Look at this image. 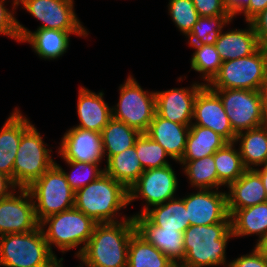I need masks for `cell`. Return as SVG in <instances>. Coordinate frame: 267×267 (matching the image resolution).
<instances>
[{
  "label": "cell",
  "mask_w": 267,
  "mask_h": 267,
  "mask_svg": "<svg viewBox=\"0 0 267 267\" xmlns=\"http://www.w3.org/2000/svg\"><path fill=\"white\" fill-rule=\"evenodd\" d=\"M57 258L50 251L40 225L31 232L0 236L2 267H50Z\"/></svg>",
  "instance_id": "5"
},
{
  "label": "cell",
  "mask_w": 267,
  "mask_h": 267,
  "mask_svg": "<svg viewBox=\"0 0 267 267\" xmlns=\"http://www.w3.org/2000/svg\"><path fill=\"white\" fill-rule=\"evenodd\" d=\"M97 223L75 207L60 213L52 214L43 219L39 225L44 232L50 251L57 257L52 247L58 248L63 254L71 249L79 250L77 258L90 237Z\"/></svg>",
  "instance_id": "4"
},
{
  "label": "cell",
  "mask_w": 267,
  "mask_h": 267,
  "mask_svg": "<svg viewBox=\"0 0 267 267\" xmlns=\"http://www.w3.org/2000/svg\"><path fill=\"white\" fill-rule=\"evenodd\" d=\"M6 3V0H0V35H5L20 43L17 18L15 17V10L17 9L16 0H12V10L6 7Z\"/></svg>",
  "instance_id": "39"
},
{
  "label": "cell",
  "mask_w": 267,
  "mask_h": 267,
  "mask_svg": "<svg viewBox=\"0 0 267 267\" xmlns=\"http://www.w3.org/2000/svg\"><path fill=\"white\" fill-rule=\"evenodd\" d=\"M136 232L155 246L177 266L185 257L183 232L164 230L154 225L144 214L133 216Z\"/></svg>",
  "instance_id": "19"
},
{
  "label": "cell",
  "mask_w": 267,
  "mask_h": 267,
  "mask_svg": "<svg viewBox=\"0 0 267 267\" xmlns=\"http://www.w3.org/2000/svg\"><path fill=\"white\" fill-rule=\"evenodd\" d=\"M119 99L112 106V117L145 133L156 113L155 91L143 90L133 75L119 86Z\"/></svg>",
  "instance_id": "9"
},
{
  "label": "cell",
  "mask_w": 267,
  "mask_h": 267,
  "mask_svg": "<svg viewBox=\"0 0 267 267\" xmlns=\"http://www.w3.org/2000/svg\"><path fill=\"white\" fill-rule=\"evenodd\" d=\"M190 186L196 189H219V179L213 155L192 161H179Z\"/></svg>",
  "instance_id": "33"
},
{
  "label": "cell",
  "mask_w": 267,
  "mask_h": 267,
  "mask_svg": "<svg viewBox=\"0 0 267 267\" xmlns=\"http://www.w3.org/2000/svg\"><path fill=\"white\" fill-rule=\"evenodd\" d=\"M64 172L68 184L76 192L78 189H81L88 185L89 183L98 179L102 174H104V167L101 168L98 164L93 163H84L77 161H65L67 166L71 171L68 173L66 170L55 162Z\"/></svg>",
  "instance_id": "37"
},
{
  "label": "cell",
  "mask_w": 267,
  "mask_h": 267,
  "mask_svg": "<svg viewBox=\"0 0 267 267\" xmlns=\"http://www.w3.org/2000/svg\"><path fill=\"white\" fill-rule=\"evenodd\" d=\"M61 143V144H60ZM56 150L63 161L102 164L105 159L102 135L80 127H71L63 134Z\"/></svg>",
  "instance_id": "15"
},
{
  "label": "cell",
  "mask_w": 267,
  "mask_h": 267,
  "mask_svg": "<svg viewBox=\"0 0 267 267\" xmlns=\"http://www.w3.org/2000/svg\"><path fill=\"white\" fill-rule=\"evenodd\" d=\"M227 143L224 137L210 128L190 125L185 152L180 161H192L213 155Z\"/></svg>",
  "instance_id": "26"
},
{
  "label": "cell",
  "mask_w": 267,
  "mask_h": 267,
  "mask_svg": "<svg viewBox=\"0 0 267 267\" xmlns=\"http://www.w3.org/2000/svg\"><path fill=\"white\" fill-rule=\"evenodd\" d=\"M199 17H214L230 15L226 10L223 0H192Z\"/></svg>",
  "instance_id": "40"
},
{
  "label": "cell",
  "mask_w": 267,
  "mask_h": 267,
  "mask_svg": "<svg viewBox=\"0 0 267 267\" xmlns=\"http://www.w3.org/2000/svg\"><path fill=\"white\" fill-rule=\"evenodd\" d=\"M128 205V189L105 173L75 192L74 207L96 223H113L133 217L125 214L121 217L122 213H119Z\"/></svg>",
  "instance_id": "2"
},
{
  "label": "cell",
  "mask_w": 267,
  "mask_h": 267,
  "mask_svg": "<svg viewBox=\"0 0 267 267\" xmlns=\"http://www.w3.org/2000/svg\"><path fill=\"white\" fill-rule=\"evenodd\" d=\"M17 30L20 43L31 45L35 54L41 59L55 60L63 56L70 45V35L76 34L77 37L88 36V31H62L52 29H36L30 31L27 27L17 20Z\"/></svg>",
  "instance_id": "18"
},
{
  "label": "cell",
  "mask_w": 267,
  "mask_h": 267,
  "mask_svg": "<svg viewBox=\"0 0 267 267\" xmlns=\"http://www.w3.org/2000/svg\"><path fill=\"white\" fill-rule=\"evenodd\" d=\"M27 189L33 199L39 223L47 216L74 208L75 191L56 163Z\"/></svg>",
  "instance_id": "7"
},
{
  "label": "cell",
  "mask_w": 267,
  "mask_h": 267,
  "mask_svg": "<svg viewBox=\"0 0 267 267\" xmlns=\"http://www.w3.org/2000/svg\"><path fill=\"white\" fill-rule=\"evenodd\" d=\"M227 188V209L229 216L237 209L251 207L267 201V194L262 179L254 169H247Z\"/></svg>",
  "instance_id": "22"
},
{
  "label": "cell",
  "mask_w": 267,
  "mask_h": 267,
  "mask_svg": "<svg viewBox=\"0 0 267 267\" xmlns=\"http://www.w3.org/2000/svg\"><path fill=\"white\" fill-rule=\"evenodd\" d=\"M18 107L13 109L0 129V172L13 181V167L22 133L31 125Z\"/></svg>",
  "instance_id": "21"
},
{
  "label": "cell",
  "mask_w": 267,
  "mask_h": 267,
  "mask_svg": "<svg viewBox=\"0 0 267 267\" xmlns=\"http://www.w3.org/2000/svg\"><path fill=\"white\" fill-rule=\"evenodd\" d=\"M254 248L267 256V231L256 241Z\"/></svg>",
  "instance_id": "46"
},
{
  "label": "cell",
  "mask_w": 267,
  "mask_h": 267,
  "mask_svg": "<svg viewBox=\"0 0 267 267\" xmlns=\"http://www.w3.org/2000/svg\"><path fill=\"white\" fill-rule=\"evenodd\" d=\"M76 110L80 122L74 127L90 131L101 133L112 118V106L104 100V92L96 93L83 86L78 91Z\"/></svg>",
  "instance_id": "20"
},
{
  "label": "cell",
  "mask_w": 267,
  "mask_h": 267,
  "mask_svg": "<svg viewBox=\"0 0 267 267\" xmlns=\"http://www.w3.org/2000/svg\"><path fill=\"white\" fill-rule=\"evenodd\" d=\"M230 217L234 238L256 235L259 240L267 231V201L237 209Z\"/></svg>",
  "instance_id": "28"
},
{
  "label": "cell",
  "mask_w": 267,
  "mask_h": 267,
  "mask_svg": "<svg viewBox=\"0 0 267 267\" xmlns=\"http://www.w3.org/2000/svg\"><path fill=\"white\" fill-rule=\"evenodd\" d=\"M203 82H193L189 87L155 91L156 113L167 120L190 126L193 121L194 103Z\"/></svg>",
  "instance_id": "17"
},
{
  "label": "cell",
  "mask_w": 267,
  "mask_h": 267,
  "mask_svg": "<svg viewBox=\"0 0 267 267\" xmlns=\"http://www.w3.org/2000/svg\"><path fill=\"white\" fill-rule=\"evenodd\" d=\"M220 97L233 131L254 129L267 123L261 91L248 89H212Z\"/></svg>",
  "instance_id": "10"
},
{
  "label": "cell",
  "mask_w": 267,
  "mask_h": 267,
  "mask_svg": "<svg viewBox=\"0 0 267 267\" xmlns=\"http://www.w3.org/2000/svg\"><path fill=\"white\" fill-rule=\"evenodd\" d=\"M193 120L191 125L210 128L228 142L235 141L236 133L230 125L223 103L218 94L208 85H204L198 91L194 103Z\"/></svg>",
  "instance_id": "16"
},
{
  "label": "cell",
  "mask_w": 267,
  "mask_h": 267,
  "mask_svg": "<svg viewBox=\"0 0 267 267\" xmlns=\"http://www.w3.org/2000/svg\"><path fill=\"white\" fill-rule=\"evenodd\" d=\"M104 173L129 189L144 172L135 145L105 160Z\"/></svg>",
  "instance_id": "29"
},
{
  "label": "cell",
  "mask_w": 267,
  "mask_h": 267,
  "mask_svg": "<svg viewBox=\"0 0 267 267\" xmlns=\"http://www.w3.org/2000/svg\"><path fill=\"white\" fill-rule=\"evenodd\" d=\"M260 167H257L254 170L260 175L262 182H263L264 189L267 194V164L264 166H260Z\"/></svg>",
  "instance_id": "47"
},
{
  "label": "cell",
  "mask_w": 267,
  "mask_h": 267,
  "mask_svg": "<svg viewBox=\"0 0 267 267\" xmlns=\"http://www.w3.org/2000/svg\"><path fill=\"white\" fill-rule=\"evenodd\" d=\"M261 92L263 96V112L267 121V81L264 83Z\"/></svg>",
  "instance_id": "48"
},
{
  "label": "cell",
  "mask_w": 267,
  "mask_h": 267,
  "mask_svg": "<svg viewBox=\"0 0 267 267\" xmlns=\"http://www.w3.org/2000/svg\"><path fill=\"white\" fill-rule=\"evenodd\" d=\"M267 7V0H250L249 6L241 13L245 22H251Z\"/></svg>",
  "instance_id": "43"
},
{
  "label": "cell",
  "mask_w": 267,
  "mask_h": 267,
  "mask_svg": "<svg viewBox=\"0 0 267 267\" xmlns=\"http://www.w3.org/2000/svg\"><path fill=\"white\" fill-rule=\"evenodd\" d=\"M38 226L33 199L27 188H17L0 200V236L31 232Z\"/></svg>",
  "instance_id": "13"
},
{
  "label": "cell",
  "mask_w": 267,
  "mask_h": 267,
  "mask_svg": "<svg viewBox=\"0 0 267 267\" xmlns=\"http://www.w3.org/2000/svg\"><path fill=\"white\" fill-rule=\"evenodd\" d=\"M42 138L34 124L22 133L13 167V183L17 188H28L56 162L52 149L47 148Z\"/></svg>",
  "instance_id": "6"
},
{
  "label": "cell",
  "mask_w": 267,
  "mask_h": 267,
  "mask_svg": "<svg viewBox=\"0 0 267 267\" xmlns=\"http://www.w3.org/2000/svg\"><path fill=\"white\" fill-rule=\"evenodd\" d=\"M74 0H16L17 8L26 10L41 21L37 29L87 31L77 17Z\"/></svg>",
  "instance_id": "12"
},
{
  "label": "cell",
  "mask_w": 267,
  "mask_h": 267,
  "mask_svg": "<svg viewBox=\"0 0 267 267\" xmlns=\"http://www.w3.org/2000/svg\"><path fill=\"white\" fill-rule=\"evenodd\" d=\"M140 134L137 129L112 117L101 132L105 160L134 146Z\"/></svg>",
  "instance_id": "30"
},
{
  "label": "cell",
  "mask_w": 267,
  "mask_h": 267,
  "mask_svg": "<svg viewBox=\"0 0 267 267\" xmlns=\"http://www.w3.org/2000/svg\"><path fill=\"white\" fill-rule=\"evenodd\" d=\"M266 81L267 49L260 46L249 56L223 61L218 74L208 86L211 89L261 91Z\"/></svg>",
  "instance_id": "8"
},
{
  "label": "cell",
  "mask_w": 267,
  "mask_h": 267,
  "mask_svg": "<svg viewBox=\"0 0 267 267\" xmlns=\"http://www.w3.org/2000/svg\"><path fill=\"white\" fill-rule=\"evenodd\" d=\"M250 0H223V4L234 20L236 15H240L248 6Z\"/></svg>",
  "instance_id": "44"
},
{
  "label": "cell",
  "mask_w": 267,
  "mask_h": 267,
  "mask_svg": "<svg viewBox=\"0 0 267 267\" xmlns=\"http://www.w3.org/2000/svg\"><path fill=\"white\" fill-rule=\"evenodd\" d=\"M135 231L133 217L119 222L97 223L77 257L79 264L81 267H127L129 241Z\"/></svg>",
  "instance_id": "1"
},
{
  "label": "cell",
  "mask_w": 267,
  "mask_h": 267,
  "mask_svg": "<svg viewBox=\"0 0 267 267\" xmlns=\"http://www.w3.org/2000/svg\"><path fill=\"white\" fill-rule=\"evenodd\" d=\"M259 45L267 49V7L252 21Z\"/></svg>",
  "instance_id": "42"
},
{
  "label": "cell",
  "mask_w": 267,
  "mask_h": 267,
  "mask_svg": "<svg viewBox=\"0 0 267 267\" xmlns=\"http://www.w3.org/2000/svg\"><path fill=\"white\" fill-rule=\"evenodd\" d=\"M229 267H267V256L254 248L251 253L230 260Z\"/></svg>",
  "instance_id": "41"
},
{
  "label": "cell",
  "mask_w": 267,
  "mask_h": 267,
  "mask_svg": "<svg viewBox=\"0 0 267 267\" xmlns=\"http://www.w3.org/2000/svg\"><path fill=\"white\" fill-rule=\"evenodd\" d=\"M246 28L224 29L215 42L216 49L222 61L243 58L253 54L259 47L253 24L246 22Z\"/></svg>",
  "instance_id": "24"
},
{
  "label": "cell",
  "mask_w": 267,
  "mask_h": 267,
  "mask_svg": "<svg viewBox=\"0 0 267 267\" xmlns=\"http://www.w3.org/2000/svg\"><path fill=\"white\" fill-rule=\"evenodd\" d=\"M189 129L188 125L172 122L155 113L145 133L164 148L170 159L178 163L185 152Z\"/></svg>",
  "instance_id": "23"
},
{
  "label": "cell",
  "mask_w": 267,
  "mask_h": 267,
  "mask_svg": "<svg viewBox=\"0 0 267 267\" xmlns=\"http://www.w3.org/2000/svg\"><path fill=\"white\" fill-rule=\"evenodd\" d=\"M240 156L246 169H255L267 164V123L260 127L236 134Z\"/></svg>",
  "instance_id": "25"
},
{
  "label": "cell",
  "mask_w": 267,
  "mask_h": 267,
  "mask_svg": "<svg viewBox=\"0 0 267 267\" xmlns=\"http://www.w3.org/2000/svg\"><path fill=\"white\" fill-rule=\"evenodd\" d=\"M236 143L228 142L214 154V161L219 179V188L228 187L235 182L247 169L245 168Z\"/></svg>",
  "instance_id": "32"
},
{
  "label": "cell",
  "mask_w": 267,
  "mask_h": 267,
  "mask_svg": "<svg viewBox=\"0 0 267 267\" xmlns=\"http://www.w3.org/2000/svg\"><path fill=\"white\" fill-rule=\"evenodd\" d=\"M135 148L144 170L170 165L169 160L166 159L170 156L159 143L152 140L146 133H141L137 138Z\"/></svg>",
  "instance_id": "36"
},
{
  "label": "cell",
  "mask_w": 267,
  "mask_h": 267,
  "mask_svg": "<svg viewBox=\"0 0 267 267\" xmlns=\"http://www.w3.org/2000/svg\"><path fill=\"white\" fill-rule=\"evenodd\" d=\"M193 52L190 67L194 71L200 73V78L204 81V85H208L218 74L222 60L215 45H191Z\"/></svg>",
  "instance_id": "35"
},
{
  "label": "cell",
  "mask_w": 267,
  "mask_h": 267,
  "mask_svg": "<svg viewBox=\"0 0 267 267\" xmlns=\"http://www.w3.org/2000/svg\"><path fill=\"white\" fill-rule=\"evenodd\" d=\"M63 257L57 259L50 267H64L63 266ZM77 267H81V265H78Z\"/></svg>",
  "instance_id": "49"
},
{
  "label": "cell",
  "mask_w": 267,
  "mask_h": 267,
  "mask_svg": "<svg viewBox=\"0 0 267 267\" xmlns=\"http://www.w3.org/2000/svg\"><path fill=\"white\" fill-rule=\"evenodd\" d=\"M15 190H17V187L12 179L0 172V200L8 197Z\"/></svg>",
  "instance_id": "45"
},
{
  "label": "cell",
  "mask_w": 267,
  "mask_h": 267,
  "mask_svg": "<svg viewBox=\"0 0 267 267\" xmlns=\"http://www.w3.org/2000/svg\"><path fill=\"white\" fill-rule=\"evenodd\" d=\"M178 180L172 164L144 170L138 180L128 189L129 205L136 199L145 201V205L142 203V209L132 216L142 215L150 207L177 197Z\"/></svg>",
  "instance_id": "11"
},
{
  "label": "cell",
  "mask_w": 267,
  "mask_h": 267,
  "mask_svg": "<svg viewBox=\"0 0 267 267\" xmlns=\"http://www.w3.org/2000/svg\"><path fill=\"white\" fill-rule=\"evenodd\" d=\"M127 267H177V265L135 231L129 241Z\"/></svg>",
  "instance_id": "31"
},
{
  "label": "cell",
  "mask_w": 267,
  "mask_h": 267,
  "mask_svg": "<svg viewBox=\"0 0 267 267\" xmlns=\"http://www.w3.org/2000/svg\"><path fill=\"white\" fill-rule=\"evenodd\" d=\"M231 238V223L190 225L183 233L185 257L177 267H229L226 248Z\"/></svg>",
  "instance_id": "3"
},
{
  "label": "cell",
  "mask_w": 267,
  "mask_h": 267,
  "mask_svg": "<svg viewBox=\"0 0 267 267\" xmlns=\"http://www.w3.org/2000/svg\"><path fill=\"white\" fill-rule=\"evenodd\" d=\"M144 215L156 226L164 230L183 232L190 226L183 197H175L163 204L155 205Z\"/></svg>",
  "instance_id": "27"
},
{
  "label": "cell",
  "mask_w": 267,
  "mask_h": 267,
  "mask_svg": "<svg viewBox=\"0 0 267 267\" xmlns=\"http://www.w3.org/2000/svg\"><path fill=\"white\" fill-rule=\"evenodd\" d=\"M168 15L176 25L180 33L187 36L199 15L192 0H169L167 5Z\"/></svg>",
  "instance_id": "38"
},
{
  "label": "cell",
  "mask_w": 267,
  "mask_h": 267,
  "mask_svg": "<svg viewBox=\"0 0 267 267\" xmlns=\"http://www.w3.org/2000/svg\"><path fill=\"white\" fill-rule=\"evenodd\" d=\"M183 196L190 225L231 223L227 209V191L220 189H196Z\"/></svg>",
  "instance_id": "14"
},
{
  "label": "cell",
  "mask_w": 267,
  "mask_h": 267,
  "mask_svg": "<svg viewBox=\"0 0 267 267\" xmlns=\"http://www.w3.org/2000/svg\"><path fill=\"white\" fill-rule=\"evenodd\" d=\"M233 21L230 15L199 17L191 32L185 37L191 45H215L223 28Z\"/></svg>",
  "instance_id": "34"
}]
</instances>
